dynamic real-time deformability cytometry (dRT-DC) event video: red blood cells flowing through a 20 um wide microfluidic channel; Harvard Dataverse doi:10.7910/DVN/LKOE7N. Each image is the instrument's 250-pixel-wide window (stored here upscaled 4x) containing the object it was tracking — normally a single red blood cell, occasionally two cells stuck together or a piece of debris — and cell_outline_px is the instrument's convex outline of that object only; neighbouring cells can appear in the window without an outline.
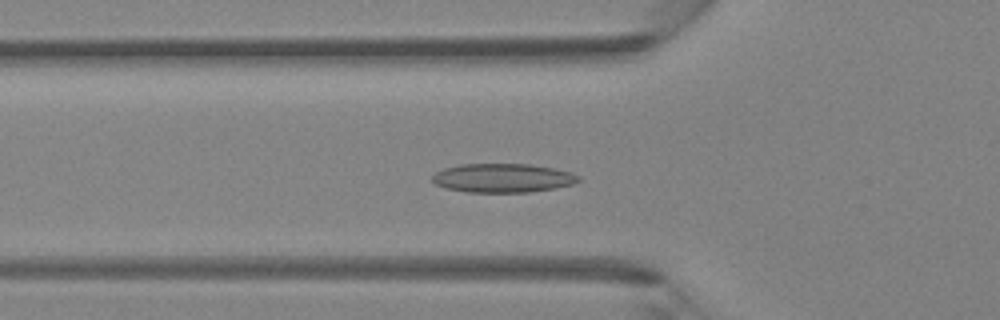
{"species": "Egyptian fruit bat (a non-hibernating species)", "species_latin": "Rousettus aegyptiacus", "temperature_condition": "room temperature", "stored_images_in_passage": 46, "camera_frame_rate_fps": 3000, "um_per_image_px": 0.085, "animal": {"sex": "female"}, "frame": {"image": 1, "passage_image": 16, "time_ms": 5.0, "image_size_px": [1000, 320], "cell_outline_px": [[580, 180], [572, 184], [556, 188], [528, 192], [468, 192], [444, 188], [436, 184], [432, 180], [432, 176], [436, 172], [444, 168], [460, 164], [532, 164], [572, 172], [580, 176]], "centroid_in_image_um": [42.74, 15.13], "position_along_channel_um": 83.1, "area_um2": 24.68}}
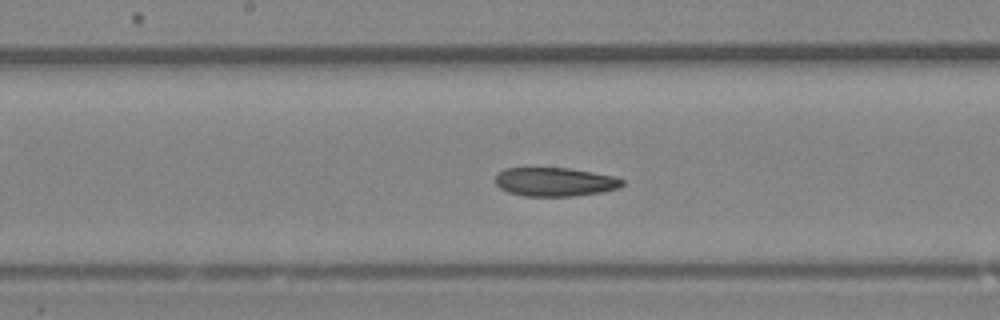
{"frame": {"image": 2, "passage_image": 24, "time_ms": 7.667, "image_size_px": [1000, 320], "cell_outline_px": [[624, 184], [620, 188], [600, 192], [572, 196], [524, 196], [508, 192], [500, 188], [496, 184], [496, 172], [504, 168], [568, 168], [592, 172], [612, 176], [624, 180]], "centroid_in_image_um": [47.14, 15.46], "position_along_channel_um": 201.1, "area_um2": 21.27}}
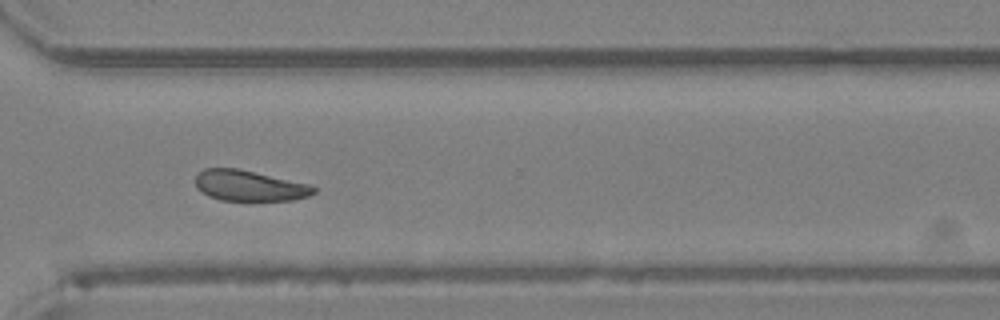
{"frame": {"image": 3, "passage_image": 34, "time_ms": 11.0, "image_size_px": [1000, 320], "cell_outline_px": [[316, 192], [308, 196], [292, 200], [220, 200], [208, 196], [196, 188], [196, 176], [204, 168], [240, 168], [308, 184], [316, 188]], "centroid_in_image_um": [21.18, 15.78], "position_along_channel_um": 349.4, "area_um2": 21.1}}